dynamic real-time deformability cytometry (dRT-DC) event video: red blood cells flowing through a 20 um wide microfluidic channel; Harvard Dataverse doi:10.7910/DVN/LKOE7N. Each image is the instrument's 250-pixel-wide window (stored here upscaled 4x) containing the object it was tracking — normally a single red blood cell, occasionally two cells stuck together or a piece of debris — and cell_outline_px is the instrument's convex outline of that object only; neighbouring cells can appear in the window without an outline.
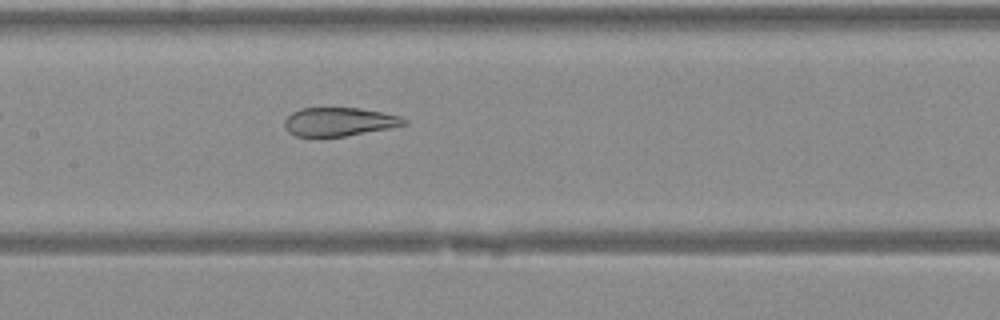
{"species": "Egyptian fruit bat (a non-hibernating species)", "species_latin": "Rousettus aegyptiacus", "temperature_condition": "warm", "stored_images_in_passage": 31, "camera_frame_rate_fps": 3000, "um_per_image_px": 0.085, "animal": {"sex": "female"}, "frame": {"image": 1, "passage_image": 10, "time_ms": 3.0, "image_size_px": [1000, 320], "cell_outline_px": [[408, 124], [388, 128], [344, 136], [296, 136], [288, 132], [284, 128], [284, 120], [292, 112], [300, 108], [360, 108], [384, 112], [400, 116], [408, 120]], "centroid_in_image_um": [28.82, 10.34], "position_along_channel_um": 178.6, "area_um2": 19.88}}
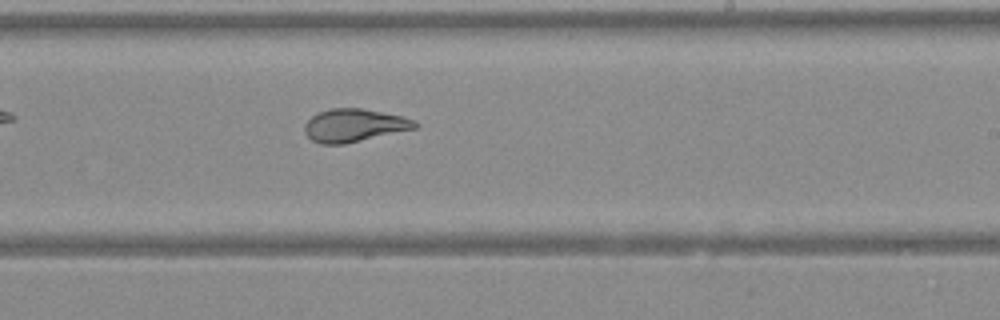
{"frame": {"image": 2, "passage_image": 15, "time_ms": 4.667, "image_size_px": [1000, 320], "cell_outline_px": [[420, 128], [344, 144], [320, 144], [312, 140], [304, 132], [304, 124], [312, 116], [320, 112], [332, 108], [360, 108], [400, 116], [416, 120], [420, 124]], "centroid_in_image_um": [30.14, 10.67], "position_along_channel_um": 258.9, "area_um2": 21.27}}
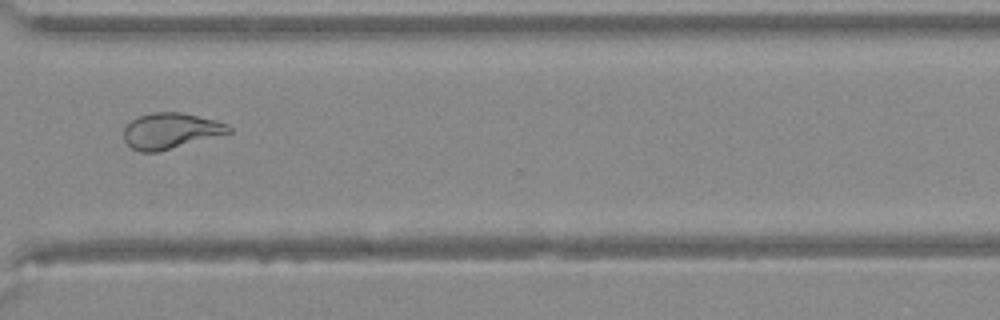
{"frame": {"image": 3, "passage_image": 21, "time_ms": 6.667, "image_size_px": [1000, 320], "cell_outline_px": [[232, 132], [156, 152], [140, 152], [132, 148], [124, 140], [124, 128], [132, 120], [140, 116], [152, 112], [180, 112], [216, 120], [228, 124], [232, 128]], "centroid_in_image_um": [14.5, 11.11], "position_along_channel_um": 356.1, "area_um2": 21.62}}